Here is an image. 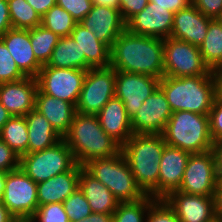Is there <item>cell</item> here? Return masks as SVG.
I'll list each match as a JSON object with an SVG mask.
<instances>
[{"instance_id": "9c48e42d", "label": "cell", "mask_w": 222, "mask_h": 222, "mask_svg": "<svg viewBox=\"0 0 222 222\" xmlns=\"http://www.w3.org/2000/svg\"><path fill=\"white\" fill-rule=\"evenodd\" d=\"M116 70L112 66L91 67L87 70L76 104L81 114L97 115L115 97Z\"/></svg>"}, {"instance_id": "e0dca14e", "label": "cell", "mask_w": 222, "mask_h": 222, "mask_svg": "<svg viewBox=\"0 0 222 222\" xmlns=\"http://www.w3.org/2000/svg\"><path fill=\"white\" fill-rule=\"evenodd\" d=\"M38 90L34 77L0 84V102L12 116H25L35 109Z\"/></svg>"}, {"instance_id": "7c38bea8", "label": "cell", "mask_w": 222, "mask_h": 222, "mask_svg": "<svg viewBox=\"0 0 222 222\" xmlns=\"http://www.w3.org/2000/svg\"><path fill=\"white\" fill-rule=\"evenodd\" d=\"M86 72L83 69L43 66L36 77L38 90L76 106Z\"/></svg>"}, {"instance_id": "f1b7e54d", "label": "cell", "mask_w": 222, "mask_h": 222, "mask_svg": "<svg viewBox=\"0 0 222 222\" xmlns=\"http://www.w3.org/2000/svg\"><path fill=\"white\" fill-rule=\"evenodd\" d=\"M0 138L19 156L28 154V130L25 116H12L0 131Z\"/></svg>"}, {"instance_id": "f6af8a7d", "label": "cell", "mask_w": 222, "mask_h": 222, "mask_svg": "<svg viewBox=\"0 0 222 222\" xmlns=\"http://www.w3.org/2000/svg\"><path fill=\"white\" fill-rule=\"evenodd\" d=\"M12 28L7 0H0V37Z\"/></svg>"}, {"instance_id": "d4e9b609", "label": "cell", "mask_w": 222, "mask_h": 222, "mask_svg": "<svg viewBox=\"0 0 222 222\" xmlns=\"http://www.w3.org/2000/svg\"><path fill=\"white\" fill-rule=\"evenodd\" d=\"M79 188L83 191L92 213L113 214L119 201L97 178L81 166Z\"/></svg>"}, {"instance_id": "8992f818", "label": "cell", "mask_w": 222, "mask_h": 222, "mask_svg": "<svg viewBox=\"0 0 222 222\" xmlns=\"http://www.w3.org/2000/svg\"><path fill=\"white\" fill-rule=\"evenodd\" d=\"M83 167L103 183L119 202L138 201L145 196L136 185L122 152L91 160Z\"/></svg>"}, {"instance_id": "680465c9", "label": "cell", "mask_w": 222, "mask_h": 222, "mask_svg": "<svg viewBox=\"0 0 222 222\" xmlns=\"http://www.w3.org/2000/svg\"><path fill=\"white\" fill-rule=\"evenodd\" d=\"M220 23H222V10H221V13L220 15L216 18Z\"/></svg>"}, {"instance_id": "5bb4252c", "label": "cell", "mask_w": 222, "mask_h": 222, "mask_svg": "<svg viewBox=\"0 0 222 222\" xmlns=\"http://www.w3.org/2000/svg\"><path fill=\"white\" fill-rule=\"evenodd\" d=\"M171 115L165 93L158 87L132 117L133 134H162Z\"/></svg>"}, {"instance_id": "44dd1931", "label": "cell", "mask_w": 222, "mask_h": 222, "mask_svg": "<svg viewBox=\"0 0 222 222\" xmlns=\"http://www.w3.org/2000/svg\"><path fill=\"white\" fill-rule=\"evenodd\" d=\"M210 20L190 4L174 13L170 37L199 47L206 37Z\"/></svg>"}, {"instance_id": "8fae6325", "label": "cell", "mask_w": 222, "mask_h": 222, "mask_svg": "<svg viewBox=\"0 0 222 222\" xmlns=\"http://www.w3.org/2000/svg\"><path fill=\"white\" fill-rule=\"evenodd\" d=\"M220 183L213 150L191 154L178 191L190 195L214 196Z\"/></svg>"}, {"instance_id": "1f68e13d", "label": "cell", "mask_w": 222, "mask_h": 222, "mask_svg": "<svg viewBox=\"0 0 222 222\" xmlns=\"http://www.w3.org/2000/svg\"><path fill=\"white\" fill-rule=\"evenodd\" d=\"M12 28L32 29L41 25L42 17L25 0H7Z\"/></svg>"}, {"instance_id": "ac0fdd59", "label": "cell", "mask_w": 222, "mask_h": 222, "mask_svg": "<svg viewBox=\"0 0 222 222\" xmlns=\"http://www.w3.org/2000/svg\"><path fill=\"white\" fill-rule=\"evenodd\" d=\"M191 153L165 144L159 167L158 199L179 190Z\"/></svg>"}, {"instance_id": "d590c367", "label": "cell", "mask_w": 222, "mask_h": 222, "mask_svg": "<svg viewBox=\"0 0 222 222\" xmlns=\"http://www.w3.org/2000/svg\"><path fill=\"white\" fill-rule=\"evenodd\" d=\"M26 77L17 67L8 48L0 40V84L17 81Z\"/></svg>"}, {"instance_id": "681fc988", "label": "cell", "mask_w": 222, "mask_h": 222, "mask_svg": "<svg viewBox=\"0 0 222 222\" xmlns=\"http://www.w3.org/2000/svg\"><path fill=\"white\" fill-rule=\"evenodd\" d=\"M215 216L222 219V184L219 183L214 195Z\"/></svg>"}, {"instance_id": "d6a6232c", "label": "cell", "mask_w": 222, "mask_h": 222, "mask_svg": "<svg viewBox=\"0 0 222 222\" xmlns=\"http://www.w3.org/2000/svg\"><path fill=\"white\" fill-rule=\"evenodd\" d=\"M155 200L145 195L138 201L119 202L112 222H146L148 208Z\"/></svg>"}, {"instance_id": "6f0895ef", "label": "cell", "mask_w": 222, "mask_h": 222, "mask_svg": "<svg viewBox=\"0 0 222 222\" xmlns=\"http://www.w3.org/2000/svg\"><path fill=\"white\" fill-rule=\"evenodd\" d=\"M207 222H222V219L217 216H214L212 219H210Z\"/></svg>"}, {"instance_id": "277c9868", "label": "cell", "mask_w": 222, "mask_h": 222, "mask_svg": "<svg viewBox=\"0 0 222 222\" xmlns=\"http://www.w3.org/2000/svg\"><path fill=\"white\" fill-rule=\"evenodd\" d=\"M159 87L165 93L172 112L190 111L209 115L216 97L214 76L176 78L164 75Z\"/></svg>"}, {"instance_id": "f546056e", "label": "cell", "mask_w": 222, "mask_h": 222, "mask_svg": "<svg viewBox=\"0 0 222 222\" xmlns=\"http://www.w3.org/2000/svg\"><path fill=\"white\" fill-rule=\"evenodd\" d=\"M204 63L212 70L222 59V23L211 19L203 43L199 46Z\"/></svg>"}, {"instance_id": "3957f363", "label": "cell", "mask_w": 222, "mask_h": 222, "mask_svg": "<svg viewBox=\"0 0 222 222\" xmlns=\"http://www.w3.org/2000/svg\"><path fill=\"white\" fill-rule=\"evenodd\" d=\"M63 140L80 166L121 152V145L101 128L96 115L76 112Z\"/></svg>"}, {"instance_id": "7a4b0ae2", "label": "cell", "mask_w": 222, "mask_h": 222, "mask_svg": "<svg viewBox=\"0 0 222 222\" xmlns=\"http://www.w3.org/2000/svg\"><path fill=\"white\" fill-rule=\"evenodd\" d=\"M163 134H133L121 152L144 195L158 199L160 161L165 146Z\"/></svg>"}, {"instance_id": "e575fe53", "label": "cell", "mask_w": 222, "mask_h": 222, "mask_svg": "<svg viewBox=\"0 0 222 222\" xmlns=\"http://www.w3.org/2000/svg\"><path fill=\"white\" fill-rule=\"evenodd\" d=\"M63 206L70 222H77L92 213L90 205L79 187L63 202Z\"/></svg>"}, {"instance_id": "ffe728a7", "label": "cell", "mask_w": 222, "mask_h": 222, "mask_svg": "<svg viewBox=\"0 0 222 222\" xmlns=\"http://www.w3.org/2000/svg\"><path fill=\"white\" fill-rule=\"evenodd\" d=\"M0 40L8 48L19 70L27 77L36 78L43 66L36 60L29 29L11 28L0 37Z\"/></svg>"}, {"instance_id": "4fadbf2b", "label": "cell", "mask_w": 222, "mask_h": 222, "mask_svg": "<svg viewBox=\"0 0 222 222\" xmlns=\"http://www.w3.org/2000/svg\"><path fill=\"white\" fill-rule=\"evenodd\" d=\"M160 79L146 74L116 70L115 97L125 106L130 119L137 113L143 102L159 87Z\"/></svg>"}, {"instance_id": "f907efd6", "label": "cell", "mask_w": 222, "mask_h": 222, "mask_svg": "<svg viewBox=\"0 0 222 222\" xmlns=\"http://www.w3.org/2000/svg\"><path fill=\"white\" fill-rule=\"evenodd\" d=\"M0 222H18L0 200Z\"/></svg>"}, {"instance_id": "8d00e7d4", "label": "cell", "mask_w": 222, "mask_h": 222, "mask_svg": "<svg viewBox=\"0 0 222 222\" xmlns=\"http://www.w3.org/2000/svg\"><path fill=\"white\" fill-rule=\"evenodd\" d=\"M30 222H70L63 203H49L37 207Z\"/></svg>"}, {"instance_id": "ba28073f", "label": "cell", "mask_w": 222, "mask_h": 222, "mask_svg": "<svg viewBox=\"0 0 222 222\" xmlns=\"http://www.w3.org/2000/svg\"><path fill=\"white\" fill-rule=\"evenodd\" d=\"M0 200L18 222L29 221L39 206L37 183L20 167L7 172L5 190Z\"/></svg>"}, {"instance_id": "db71d44e", "label": "cell", "mask_w": 222, "mask_h": 222, "mask_svg": "<svg viewBox=\"0 0 222 222\" xmlns=\"http://www.w3.org/2000/svg\"><path fill=\"white\" fill-rule=\"evenodd\" d=\"M216 97L214 101H222V78H215Z\"/></svg>"}, {"instance_id": "7402d4cb", "label": "cell", "mask_w": 222, "mask_h": 222, "mask_svg": "<svg viewBox=\"0 0 222 222\" xmlns=\"http://www.w3.org/2000/svg\"><path fill=\"white\" fill-rule=\"evenodd\" d=\"M80 170L81 166L76 164L69 171L37 183L39 206L49 203H63L79 187Z\"/></svg>"}, {"instance_id": "4316f807", "label": "cell", "mask_w": 222, "mask_h": 222, "mask_svg": "<svg viewBox=\"0 0 222 222\" xmlns=\"http://www.w3.org/2000/svg\"><path fill=\"white\" fill-rule=\"evenodd\" d=\"M28 130V153L41 151L57 144L63 137L56 132L46 117L37 110L25 115Z\"/></svg>"}, {"instance_id": "836d02e7", "label": "cell", "mask_w": 222, "mask_h": 222, "mask_svg": "<svg viewBox=\"0 0 222 222\" xmlns=\"http://www.w3.org/2000/svg\"><path fill=\"white\" fill-rule=\"evenodd\" d=\"M76 23L70 13L55 5L42 16L41 25L59 37H66L70 36Z\"/></svg>"}, {"instance_id": "484cf974", "label": "cell", "mask_w": 222, "mask_h": 222, "mask_svg": "<svg viewBox=\"0 0 222 222\" xmlns=\"http://www.w3.org/2000/svg\"><path fill=\"white\" fill-rule=\"evenodd\" d=\"M70 36L78 43L81 55H85V70L91 67L110 66L111 48L98 40L93 32L76 23Z\"/></svg>"}, {"instance_id": "11a10c76", "label": "cell", "mask_w": 222, "mask_h": 222, "mask_svg": "<svg viewBox=\"0 0 222 222\" xmlns=\"http://www.w3.org/2000/svg\"><path fill=\"white\" fill-rule=\"evenodd\" d=\"M212 75L215 78H222V59L220 62L211 70Z\"/></svg>"}, {"instance_id": "74e56055", "label": "cell", "mask_w": 222, "mask_h": 222, "mask_svg": "<svg viewBox=\"0 0 222 222\" xmlns=\"http://www.w3.org/2000/svg\"><path fill=\"white\" fill-rule=\"evenodd\" d=\"M146 222H180L164 199H156L148 208Z\"/></svg>"}, {"instance_id": "52a82bcc", "label": "cell", "mask_w": 222, "mask_h": 222, "mask_svg": "<svg viewBox=\"0 0 222 222\" xmlns=\"http://www.w3.org/2000/svg\"><path fill=\"white\" fill-rule=\"evenodd\" d=\"M76 164L72 151L63 139L50 148L24 154L19 161V167L35 183L69 171Z\"/></svg>"}, {"instance_id": "603a6c76", "label": "cell", "mask_w": 222, "mask_h": 222, "mask_svg": "<svg viewBox=\"0 0 222 222\" xmlns=\"http://www.w3.org/2000/svg\"><path fill=\"white\" fill-rule=\"evenodd\" d=\"M96 116L101 128L121 146L133 135L131 119L120 99H110Z\"/></svg>"}, {"instance_id": "7dc6e473", "label": "cell", "mask_w": 222, "mask_h": 222, "mask_svg": "<svg viewBox=\"0 0 222 222\" xmlns=\"http://www.w3.org/2000/svg\"><path fill=\"white\" fill-rule=\"evenodd\" d=\"M113 214L91 213L88 217L77 222H112Z\"/></svg>"}, {"instance_id": "9f6ffc18", "label": "cell", "mask_w": 222, "mask_h": 222, "mask_svg": "<svg viewBox=\"0 0 222 222\" xmlns=\"http://www.w3.org/2000/svg\"><path fill=\"white\" fill-rule=\"evenodd\" d=\"M6 173L0 172V197L3 195L5 190Z\"/></svg>"}, {"instance_id": "ee69618b", "label": "cell", "mask_w": 222, "mask_h": 222, "mask_svg": "<svg viewBox=\"0 0 222 222\" xmlns=\"http://www.w3.org/2000/svg\"><path fill=\"white\" fill-rule=\"evenodd\" d=\"M158 4L173 13H177L181 9L187 8L191 3V0H149Z\"/></svg>"}, {"instance_id": "5b68a950", "label": "cell", "mask_w": 222, "mask_h": 222, "mask_svg": "<svg viewBox=\"0 0 222 222\" xmlns=\"http://www.w3.org/2000/svg\"><path fill=\"white\" fill-rule=\"evenodd\" d=\"M167 145L178 147L191 154L213 150L209 115L190 111L172 112L163 131Z\"/></svg>"}, {"instance_id": "30bf717a", "label": "cell", "mask_w": 222, "mask_h": 222, "mask_svg": "<svg viewBox=\"0 0 222 222\" xmlns=\"http://www.w3.org/2000/svg\"><path fill=\"white\" fill-rule=\"evenodd\" d=\"M164 75L176 78L213 76L199 47L171 37L164 39Z\"/></svg>"}, {"instance_id": "c3c4849f", "label": "cell", "mask_w": 222, "mask_h": 222, "mask_svg": "<svg viewBox=\"0 0 222 222\" xmlns=\"http://www.w3.org/2000/svg\"><path fill=\"white\" fill-rule=\"evenodd\" d=\"M213 151L216 157V166L219 179L222 178V140L215 142Z\"/></svg>"}, {"instance_id": "bcb514c9", "label": "cell", "mask_w": 222, "mask_h": 222, "mask_svg": "<svg viewBox=\"0 0 222 222\" xmlns=\"http://www.w3.org/2000/svg\"><path fill=\"white\" fill-rule=\"evenodd\" d=\"M42 17L51 7L56 5L57 0H25Z\"/></svg>"}, {"instance_id": "816d5d0a", "label": "cell", "mask_w": 222, "mask_h": 222, "mask_svg": "<svg viewBox=\"0 0 222 222\" xmlns=\"http://www.w3.org/2000/svg\"><path fill=\"white\" fill-rule=\"evenodd\" d=\"M93 5L106 6L120 10V0H92Z\"/></svg>"}, {"instance_id": "6da1fadb", "label": "cell", "mask_w": 222, "mask_h": 222, "mask_svg": "<svg viewBox=\"0 0 222 222\" xmlns=\"http://www.w3.org/2000/svg\"><path fill=\"white\" fill-rule=\"evenodd\" d=\"M163 55L164 39L136 35L125 29L111 46L110 66L118 71L161 79L164 76Z\"/></svg>"}, {"instance_id": "4dcf8cb0", "label": "cell", "mask_w": 222, "mask_h": 222, "mask_svg": "<svg viewBox=\"0 0 222 222\" xmlns=\"http://www.w3.org/2000/svg\"><path fill=\"white\" fill-rule=\"evenodd\" d=\"M30 41L36 60L47 65L60 37L42 25L29 29Z\"/></svg>"}, {"instance_id": "b9f144b4", "label": "cell", "mask_w": 222, "mask_h": 222, "mask_svg": "<svg viewBox=\"0 0 222 222\" xmlns=\"http://www.w3.org/2000/svg\"><path fill=\"white\" fill-rule=\"evenodd\" d=\"M191 3L204 16L216 19L222 10V0H191Z\"/></svg>"}, {"instance_id": "9a60e30c", "label": "cell", "mask_w": 222, "mask_h": 222, "mask_svg": "<svg viewBox=\"0 0 222 222\" xmlns=\"http://www.w3.org/2000/svg\"><path fill=\"white\" fill-rule=\"evenodd\" d=\"M173 18V12L149 1L141 12L126 23V29L136 35L165 39L171 35Z\"/></svg>"}, {"instance_id": "d6986e66", "label": "cell", "mask_w": 222, "mask_h": 222, "mask_svg": "<svg viewBox=\"0 0 222 222\" xmlns=\"http://www.w3.org/2000/svg\"><path fill=\"white\" fill-rule=\"evenodd\" d=\"M79 23L110 48L119 34L126 29L120 10L106 6L93 5L90 12Z\"/></svg>"}, {"instance_id": "83f0119b", "label": "cell", "mask_w": 222, "mask_h": 222, "mask_svg": "<svg viewBox=\"0 0 222 222\" xmlns=\"http://www.w3.org/2000/svg\"><path fill=\"white\" fill-rule=\"evenodd\" d=\"M44 66L85 70V55H81L78 43L71 37H60L52 56Z\"/></svg>"}, {"instance_id": "f5cc1de1", "label": "cell", "mask_w": 222, "mask_h": 222, "mask_svg": "<svg viewBox=\"0 0 222 222\" xmlns=\"http://www.w3.org/2000/svg\"><path fill=\"white\" fill-rule=\"evenodd\" d=\"M12 117V115L7 111V109L0 102V131L2 130L4 124Z\"/></svg>"}, {"instance_id": "60d3db41", "label": "cell", "mask_w": 222, "mask_h": 222, "mask_svg": "<svg viewBox=\"0 0 222 222\" xmlns=\"http://www.w3.org/2000/svg\"><path fill=\"white\" fill-rule=\"evenodd\" d=\"M20 157L0 138V172L19 168Z\"/></svg>"}, {"instance_id": "7bdbcfd3", "label": "cell", "mask_w": 222, "mask_h": 222, "mask_svg": "<svg viewBox=\"0 0 222 222\" xmlns=\"http://www.w3.org/2000/svg\"><path fill=\"white\" fill-rule=\"evenodd\" d=\"M149 3V0H120V14L125 23L134 15L141 12Z\"/></svg>"}, {"instance_id": "ab89813d", "label": "cell", "mask_w": 222, "mask_h": 222, "mask_svg": "<svg viewBox=\"0 0 222 222\" xmlns=\"http://www.w3.org/2000/svg\"><path fill=\"white\" fill-rule=\"evenodd\" d=\"M209 125L214 143L222 140V101H214L209 113Z\"/></svg>"}, {"instance_id": "2e32d148", "label": "cell", "mask_w": 222, "mask_h": 222, "mask_svg": "<svg viewBox=\"0 0 222 222\" xmlns=\"http://www.w3.org/2000/svg\"><path fill=\"white\" fill-rule=\"evenodd\" d=\"M164 200L180 222H207L215 216L214 196L190 195L176 190Z\"/></svg>"}, {"instance_id": "f35d334b", "label": "cell", "mask_w": 222, "mask_h": 222, "mask_svg": "<svg viewBox=\"0 0 222 222\" xmlns=\"http://www.w3.org/2000/svg\"><path fill=\"white\" fill-rule=\"evenodd\" d=\"M56 5L70 13L73 19L79 23L92 9V0H57Z\"/></svg>"}, {"instance_id": "cb8c5ba5", "label": "cell", "mask_w": 222, "mask_h": 222, "mask_svg": "<svg viewBox=\"0 0 222 222\" xmlns=\"http://www.w3.org/2000/svg\"><path fill=\"white\" fill-rule=\"evenodd\" d=\"M35 110L48 119L52 127L62 137L68 132L76 106L70 102L43 94L39 90L35 96Z\"/></svg>"}]
</instances>
